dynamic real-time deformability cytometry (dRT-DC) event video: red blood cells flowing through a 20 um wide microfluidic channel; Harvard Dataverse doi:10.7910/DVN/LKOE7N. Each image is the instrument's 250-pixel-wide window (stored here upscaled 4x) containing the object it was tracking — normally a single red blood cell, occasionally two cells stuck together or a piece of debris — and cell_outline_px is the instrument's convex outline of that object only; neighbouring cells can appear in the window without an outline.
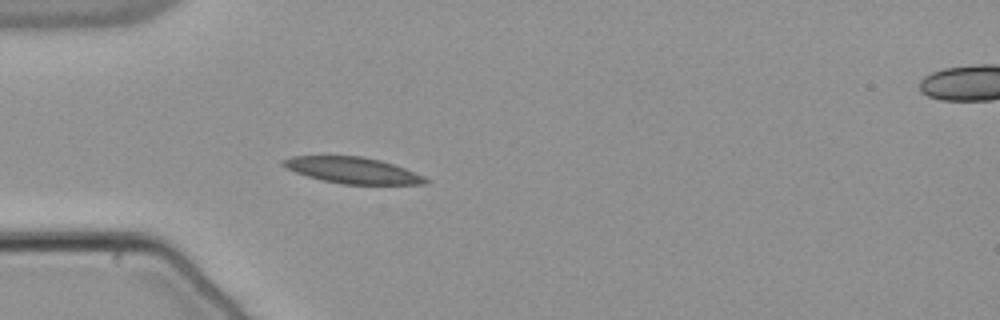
{"species": "common noctule bat (a hibernating species)", "species_latin": "Nyctalus noctula", "temperature_condition": "warm", "stored_images_in_passage": 39, "camera_frame_rate_fps": 3000, "um_per_image_px": 0.085, "animal": {"sex": "male", "body_mass_g": 21.5, "forearm_length_mm": 52.0}, "frame": {"image": 1, "passage_image": 1, "time_ms": 0.0, "image_size_px": [1000, 320], "cell_outline_px": [[432, 180], [428, 184], [344, 184], [324, 180], [308, 176], [296, 172], [280, 164], [280, 160], [292, 156], [360, 156], [380, 160], [404, 168], [424, 176]], "centroid_in_image_um": [29.99, 14.47], "position_along_channel_um": 55.0, "area_um2": 21.56}}
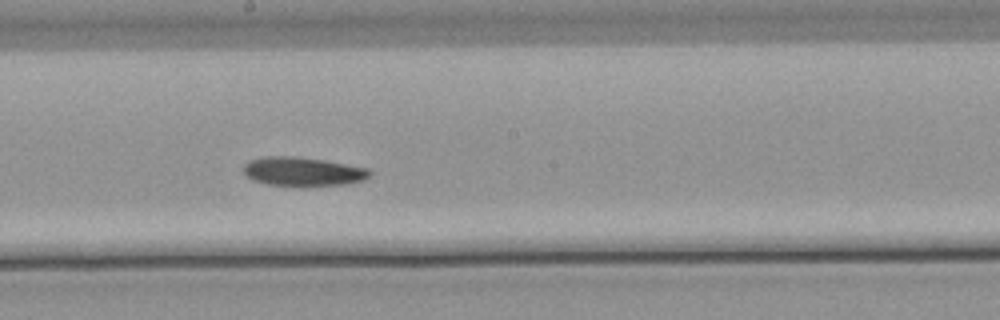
{"frame": {"image": 2, "passage_image": 15, "time_ms": 4.667, "image_size_px": [1000, 320], "cell_outline_px": [[372, 172], [364, 180], [344, 184], [268, 184], [252, 180], [244, 172], [244, 164], [248, 160], [264, 156], [296, 156], [324, 160], [368, 168]], "centroid_in_image_um": [25.72, 14.54], "position_along_channel_um": 222.5, "area_um2": 20.69}}
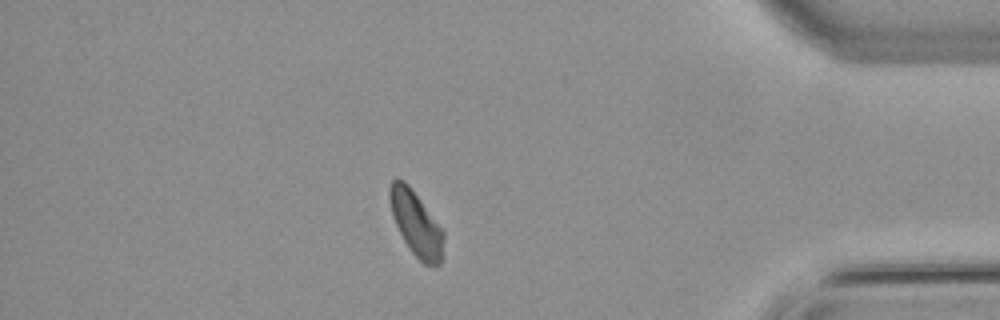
{"frame": {"image": 3, "passage_image": 32, "time_ms": 10.333, "image_size_px": [1000, 320], "cell_outline_px": [[444, 236], [440, 264], [424, 264], [412, 252], [404, 240], [392, 216], [388, 196], [388, 188], [392, 180], [404, 180], [408, 184], [444, 232]], "centroid_in_image_um": [35.33, 18.98], "position_along_channel_um": 399.9, "area_um2": 19.77}}